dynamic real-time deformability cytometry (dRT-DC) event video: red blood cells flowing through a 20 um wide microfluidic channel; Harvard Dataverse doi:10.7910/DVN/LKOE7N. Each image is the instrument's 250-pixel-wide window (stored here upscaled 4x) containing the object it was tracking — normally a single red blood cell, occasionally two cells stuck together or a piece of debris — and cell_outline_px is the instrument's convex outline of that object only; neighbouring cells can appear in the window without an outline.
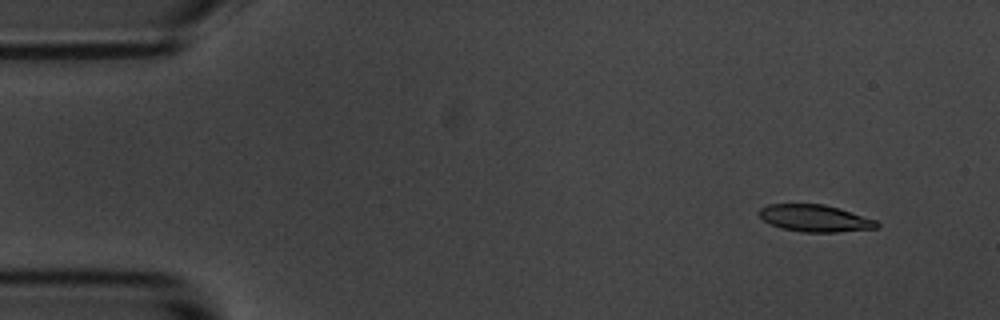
{"species": "common noctule bat (a hibernating species)", "species_latin": "Nyctalus noctula", "temperature_condition": "room temperature", "stored_images_in_passage": 7, "camera_frame_rate_fps": 3000, "um_per_image_px": 0.085, "animal": {"sex": "male", "body_mass_g": 20.1, "forearm_length_mm": 53.5}, "frame": {"image": 1, "passage_image": 2, "time_ms": 1.333, "image_size_px": [1000, 320], "cell_outline_px": [[880, 228], [836, 232], [804, 232], [780, 228], [764, 220], [760, 216], [760, 208], [768, 204], [824, 204], [840, 208], [876, 220], [880, 224]], "centroid_in_image_um": [69.32, 18.55], "position_along_channel_um": 15.7, "area_um2": 18.5}}
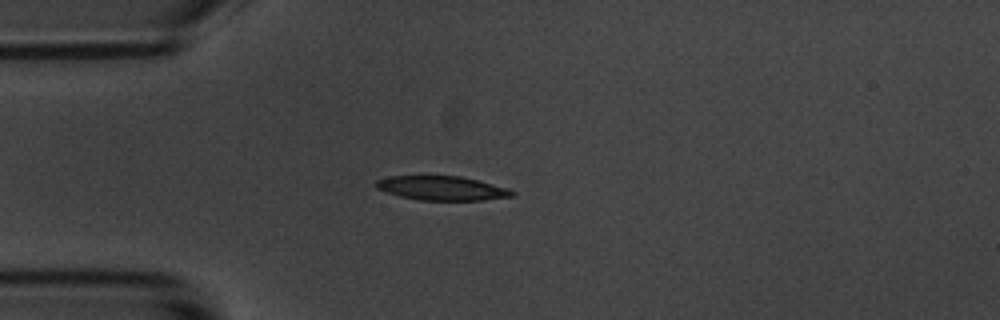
{"frame": {"image": 2, "passage_image": 5, "time_ms": 4.667, "image_size_px": [1000, 320], "cell_outline_px": [[516, 196], [484, 200], [420, 200], [400, 196], [376, 188], [376, 180], [388, 176], [460, 176], [508, 188], [516, 192]], "centroid_in_image_um": [37.6, 16.0], "position_along_channel_um": 47.4, "area_um2": 19.07}}